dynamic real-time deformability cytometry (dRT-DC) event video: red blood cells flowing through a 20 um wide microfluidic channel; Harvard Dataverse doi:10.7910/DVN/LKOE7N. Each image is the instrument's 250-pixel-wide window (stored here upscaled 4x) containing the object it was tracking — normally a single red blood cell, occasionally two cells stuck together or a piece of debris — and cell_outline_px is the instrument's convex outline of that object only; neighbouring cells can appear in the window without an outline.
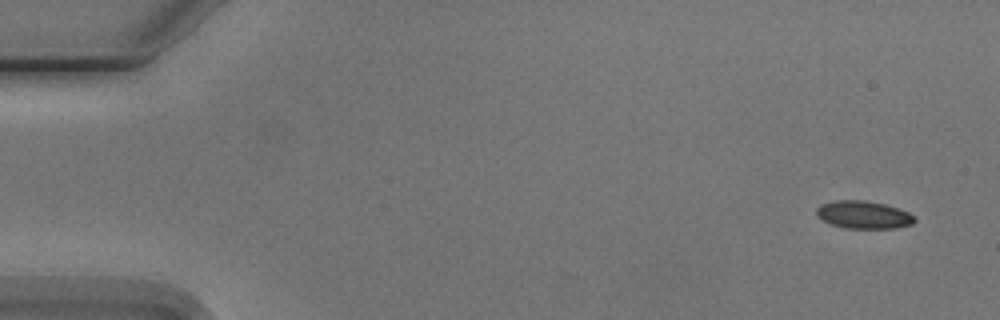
{"species": "Egyptian fruit bat (a non-hibernating species)", "species_latin": "Rousettus aegyptiacus", "temperature_condition": "cold", "stored_images_in_passage": 3, "camera_frame_rate_fps": 3000, "um_per_image_px": 0.085, "animal": {"sex": "male"}, "frame": {"image": 1, "passage_image": 1, "time_ms": 0.0, "image_size_px": [1000, 320], "cell_outline_px": [[916, 220], [912, 224], [896, 228], [844, 228], [832, 224], [816, 216], [816, 208], [820, 204], [836, 200], [864, 200], [884, 204], [908, 212]], "centroid_in_image_um": [73.37, 18.25], "position_along_channel_um": 11.6, "area_um2": 15.72}}